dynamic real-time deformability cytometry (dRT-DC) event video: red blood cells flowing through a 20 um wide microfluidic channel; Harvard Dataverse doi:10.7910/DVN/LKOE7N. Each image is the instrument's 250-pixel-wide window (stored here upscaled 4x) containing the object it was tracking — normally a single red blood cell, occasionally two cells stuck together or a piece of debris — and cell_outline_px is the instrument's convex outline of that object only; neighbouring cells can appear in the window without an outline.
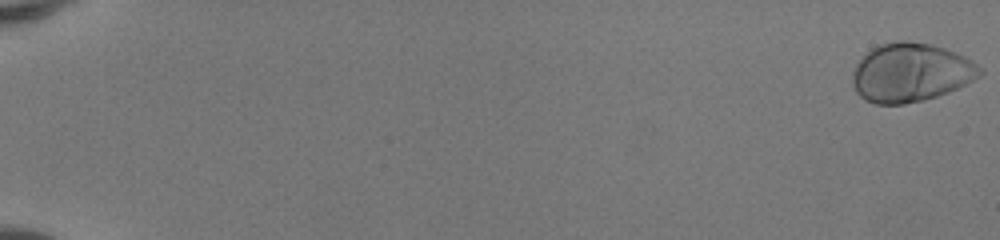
{"species": "human", "species_latin": "Homo sapiens", "temperature_condition": "room temperature", "stored_images_in_passage": 52, "camera_frame_rate_fps": 3000, "um_per_image_px": 0.085, "donor": {"sex": "female"}, "frame": {"image": 1, "passage_image": 1, "time_ms": 0.0, "image_size_px": [1000, 240], "cell_outline_px": [[984, 72], [980, 76], [948, 92], [936, 96], [904, 104], [876, 104], [864, 100], [856, 92], [852, 84], [852, 72], [856, 64], [872, 48], [880, 44], [896, 40], [908, 40], [932, 44], [944, 48], [964, 56], [972, 60]], "centroid_in_image_um": [77.39, 6.15], "position_along_channel_um": 7.6, "area_um2": 43.52}}
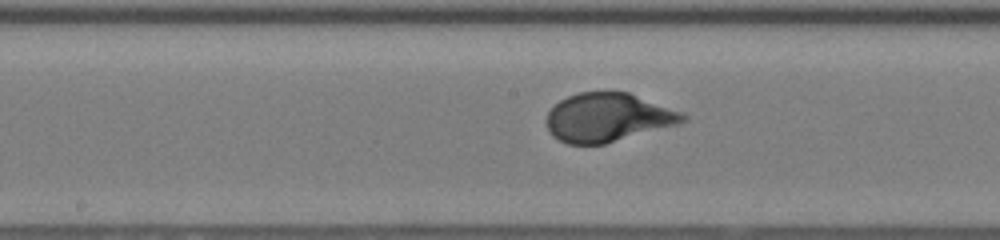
{"frame": {"image": 2, "passage_image": 30, "time_ms": 9.667, "image_size_px": [1000, 240], "cell_outline_px": [[688, 120], [676, 124], [604, 144], [568, 144], [552, 136], [548, 132], [544, 124], [544, 120], [548, 112], [560, 100], [568, 96], [580, 92], [628, 92], [680, 112], [688, 116]], "centroid_in_image_um": [51.59, 9.99], "position_along_channel_um": 196.6, "area_um2": 38.32}}
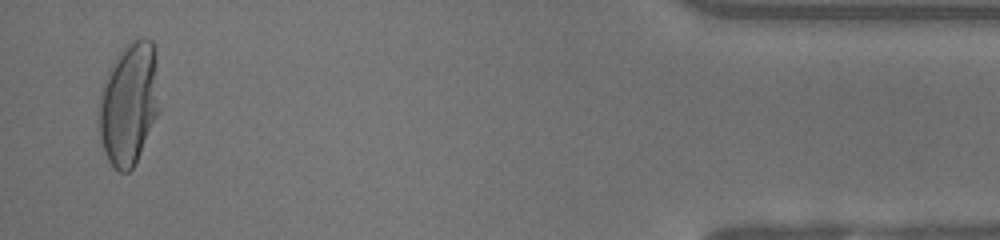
{"frame": {"image": 3, "passage_image": 51, "time_ms": 16.667, "image_size_px": [1000, 240], "cell_outline_px": [[160, 112], [136, 164], [128, 172], [120, 172], [108, 160], [104, 152], [100, 140], [100, 100], [104, 84], [108, 72], [120, 48], [132, 40], [152, 40], [156, 48], [160, 108]], "centroid_in_image_um": [11.02, 8.81], "position_along_channel_um": 424.2, "area_um2": 43.47}, "authors_computed_cell_mechanics": {"area_um2": 39.304, "velocity_mm_per_s": 4.1469, "shape_relaxation_time_tau1_ms": 3.0464, "shape_relaxation_time_tau2_ms": null, "deformation_change_tau1": 0.2113, "deformation_change_tau2": null}}